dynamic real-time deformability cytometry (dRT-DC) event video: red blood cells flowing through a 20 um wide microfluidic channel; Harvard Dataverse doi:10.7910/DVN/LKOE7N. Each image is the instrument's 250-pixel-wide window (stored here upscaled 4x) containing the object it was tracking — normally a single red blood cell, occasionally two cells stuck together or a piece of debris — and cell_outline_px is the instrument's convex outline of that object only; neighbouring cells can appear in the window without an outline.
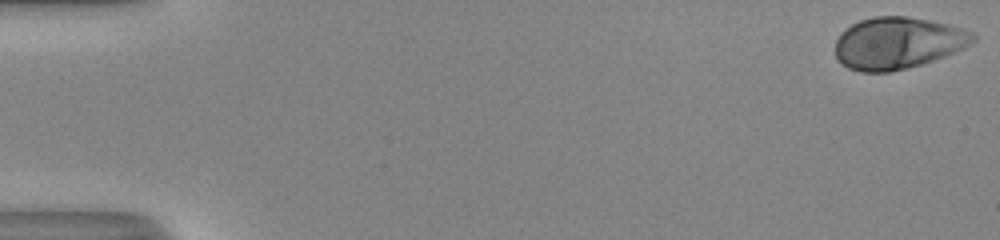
{"species": "human", "species_latin": "Homo sapiens", "temperature_condition": "room temperature", "stored_images_in_passage": 44, "camera_frame_rate_fps": 3000, "um_per_image_px": 0.085, "donor": {"sex": "male"}, "frame": {"image": 1, "passage_image": 1, "time_ms": 0.0, "image_size_px": [1000, 240], "cell_outline_px": [[976, 40], [944, 56], [908, 68], [888, 72], [860, 72], [848, 68], [840, 64], [836, 60], [836, 40], [840, 32], [844, 28], [860, 20], [876, 16], [904, 16], [928, 20], [948, 24], [972, 32], [976, 36]], "centroid_in_image_um": [76.24, 3.66], "position_along_channel_um": 8.8, "area_um2": 41.44}}
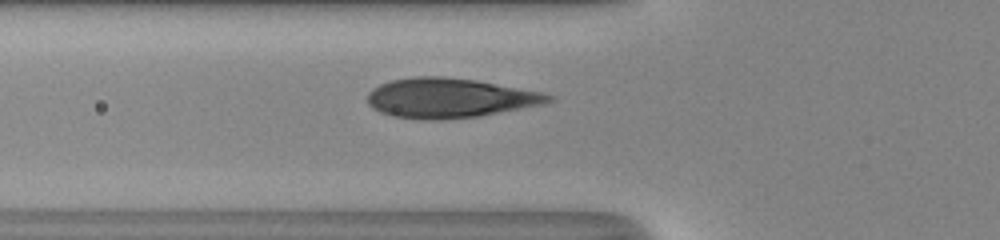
{"frame": {"image": 2, "passage_image": 20, "time_ms": 6.333, "image_size_px": [1000, 240], "cell_outline_px": [[556, 100], [544, 104], [480, 116], [440, 120], [420, 120], [392, 116], [380, 112], [372, 108], [368, 104], [368, 92], [372, 88], [380, 84], [392, 80], [412, 76], [444, 76], [476, 80], [544, 92], [556, 96]], "centroid_in_image_um": [38.24, 8.33], "position_along_channel_um": 87.6, "area_um2": 42.37}}
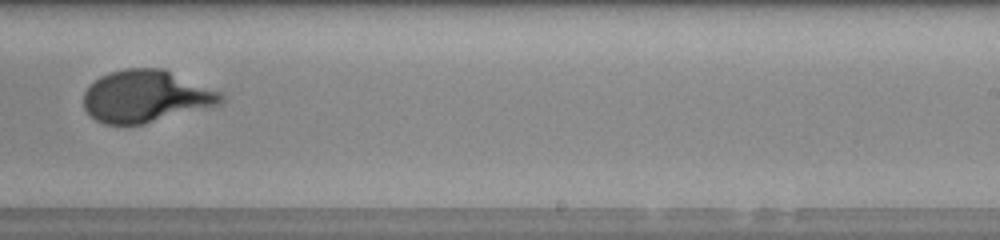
{"frame": {"image": 3, "passage_image": 34, "time_ms": 11.0, "image_size_px": [1000, 240], "cell_outline_px": [[224, 100], [220, 104], [144, 124], [104, 124], [96, 120], [84, 108], [84, 92], [100, 76], [108, 72], [128, 68], [164, 68], [220, 92], [224, 96]], "centroid_in_image_um": [12.4, 8.18], "position_along_channel_um": 276.6, "area_um2": 41.44}, "authors_computed_cell_mechanics": {"area_um2": 41.1825, "velocity_mm_per_s": 4.0549, "shape_relaxation_time_tau1_ms": 4.2523, "shape_relaxation_time_tau2_ms": null, "deformation_change_tau1": 0.2297, "deformation_change_tau2": null}}